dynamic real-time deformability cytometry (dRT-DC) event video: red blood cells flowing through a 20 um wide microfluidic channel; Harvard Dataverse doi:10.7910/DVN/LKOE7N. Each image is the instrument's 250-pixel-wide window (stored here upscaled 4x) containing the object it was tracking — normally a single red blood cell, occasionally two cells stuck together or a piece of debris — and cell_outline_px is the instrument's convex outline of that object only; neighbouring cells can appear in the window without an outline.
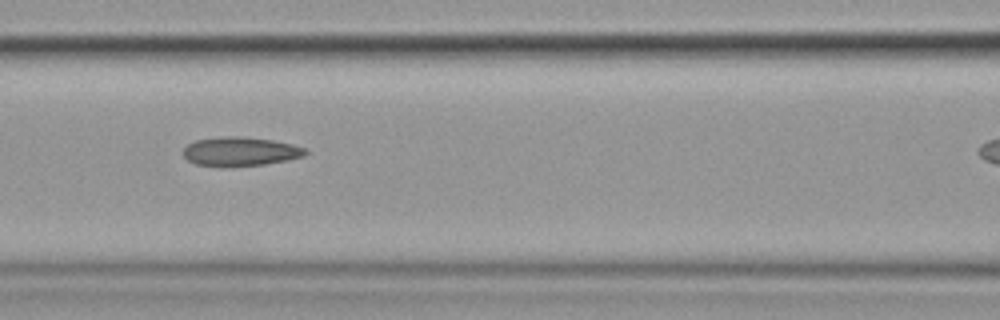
{"species": "common noctule bat (a hibernating species)", "species_latin": "Nyctalus noctula", "temperature_condition": "cold", "stored_images_in_passage": 6, "camera_frame_rate_fps": 3000, "um_per_image_px": 0.085, "animal": {"sex": "female", "body_mass_g": 19.9}, "frame": {"image": 1, "passage_image": 3, "time_ms": 2.333, "image_size_px": [1000, 320], "cell_outline_px": [[308, 152], [304, 156], [288, 160], [264, 164], [232, 168], [196, 164], [188, 160], [184, 156], [184, 148], [188, 144], [196, 140], [220, 136], [244, 136], [272, 140], [292, 144], [304, 148]], "centroid_in_image_um": [20.42, 12.88], "position_along_channel_um": 146.2, "area_um2": 20.92}}
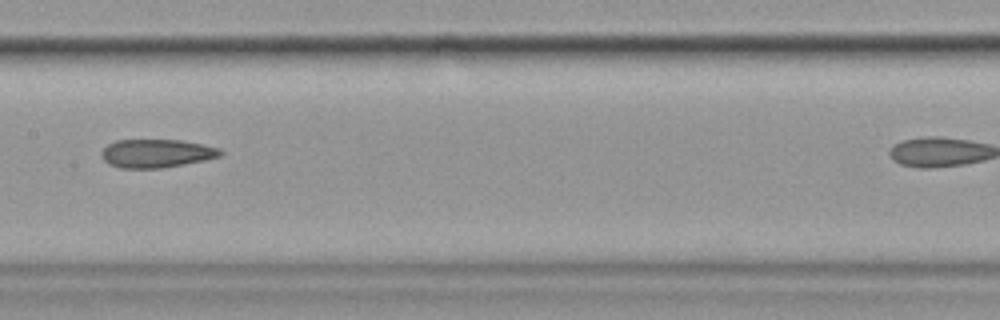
{"frame": {"image": 2, "passage_image": 4, "time_ms": 3.667, "image_size_px": [1000, 320], "cell_outline_px": [[224, 152], [220, 156], [204, 160], [160, 168], [120, 168], [108, 164], [100, 156], [100, 152], [108, 144], [116, 140], [180, 140], [204, 144], [220, 148]], "centroid_in_image_um": [13.28, 13.03], "position_along_channel_um": 194.1, "area_um2": 19.71}}
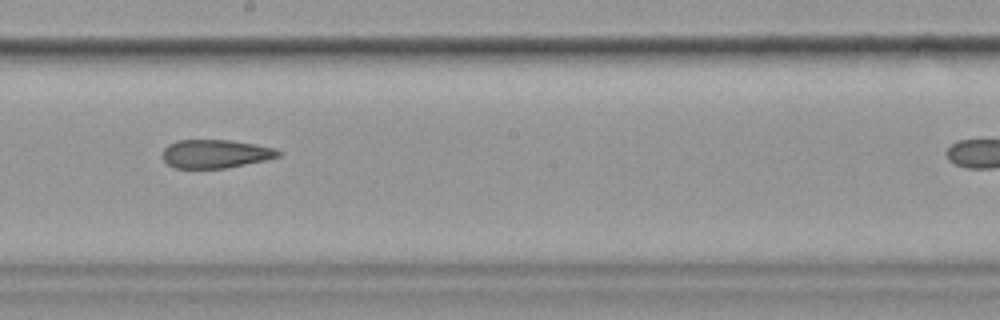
{"frame": {"image": 3, "passage_image": 5, "time_ms": 4.667, "image_size_px": [1000, 320], "cell_outline_px": [[280, 156], [264, 160], [224, 168], [176, 168], [168, 164], [164, 160], [164, 148], [168, 144], [176, 140], [232, 140], [256, 144], [276, 148], [280, 152]], "centroid_in_image_um": [18.32, 13.06], "position_along_channel_um": 229.9, "area_um2": 19.07}}